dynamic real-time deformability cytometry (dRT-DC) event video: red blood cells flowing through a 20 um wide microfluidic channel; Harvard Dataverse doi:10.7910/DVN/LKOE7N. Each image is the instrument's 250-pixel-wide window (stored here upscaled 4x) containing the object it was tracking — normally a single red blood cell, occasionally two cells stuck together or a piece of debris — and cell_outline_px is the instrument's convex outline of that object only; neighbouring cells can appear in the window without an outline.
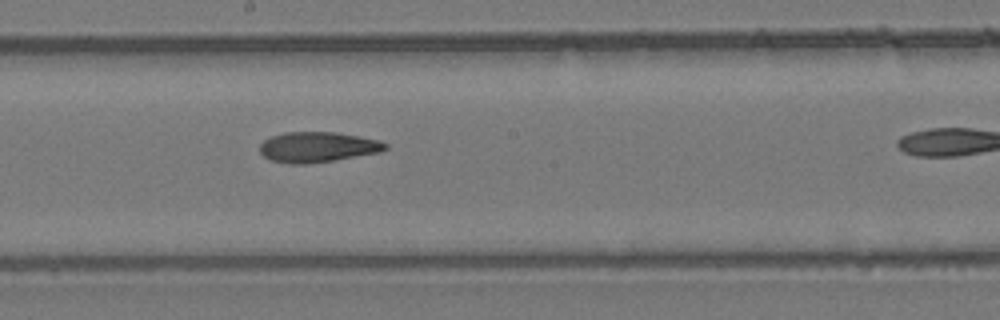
{"species": "common noctule bat (a hibernating species)", "species_latin": "Nyctalus noctula", "temperature_condition": "room temperature", "stored_images_in_passage": 6, "camera_frame_rate_fps": 3000, "um_per_image_px": 0.085, "animal": {"sex": "female", "body_mass_g": 24.6, "forearm_length_mm": 56.2}, "frame": {"image": 1, "passage_image": 5, "time_ms": 4.333, "image_size_px": [1000, 320], "cell_outline_px": [[388, 148], [380, 152], [332, 160], [304, 164], [292, 164], [272, 160], [264, 156], [260, 152], [260, 144], [264, 140], [272, 136], [284, 132], [336, 132], [360, 136], [380, 140], [388, 144]], "centroid_in_image_um": [27.01, 12.49], "position_along_channel_um": 221.2, "area_um2": 22.08}}